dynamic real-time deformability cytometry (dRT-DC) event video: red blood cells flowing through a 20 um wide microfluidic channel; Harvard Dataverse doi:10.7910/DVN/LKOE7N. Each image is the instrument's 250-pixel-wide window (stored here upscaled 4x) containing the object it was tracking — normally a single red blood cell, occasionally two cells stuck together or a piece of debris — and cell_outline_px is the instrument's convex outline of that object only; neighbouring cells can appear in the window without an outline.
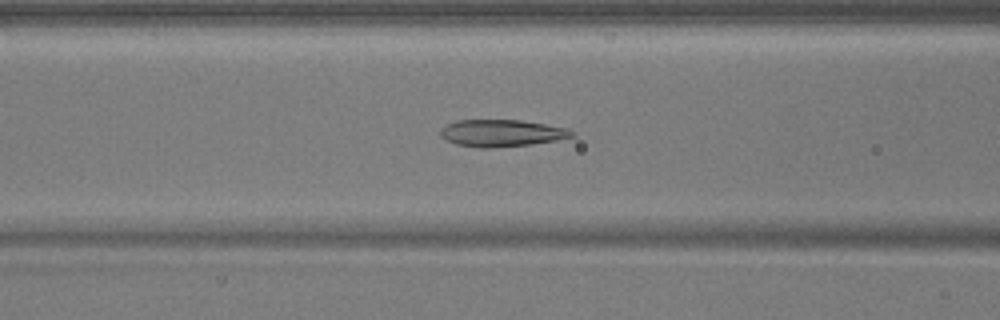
{"species": "common noctule bat (a hibernating species)", "species_latin": "Nyctalus noctula", "temperature_condition": "warm", "stored_images_in_passage": 50, "camera_frame_rate_fps": 3000, "um_per_image_px": 0.085, "animal": {"sex": "male", "body_mass_g": 17.9}, "frame": {"image": 1, "passage_image": 20, "time_ms": 6.333, "image_size_px": [1000, 320], "cell_outline_px": [[576, 136], [556, 140], [532, 144], [492, 148], [480, 148], [456, 144], [444, 140], [440, 136], [440, 128], [444, 124], [456, 120], [520, 120], [568, 128], [576, 132]], "centroid_in_image_um": [42.61, 11.31], "position_along_channel_um": 124.0, "area_um2": 20.98}}
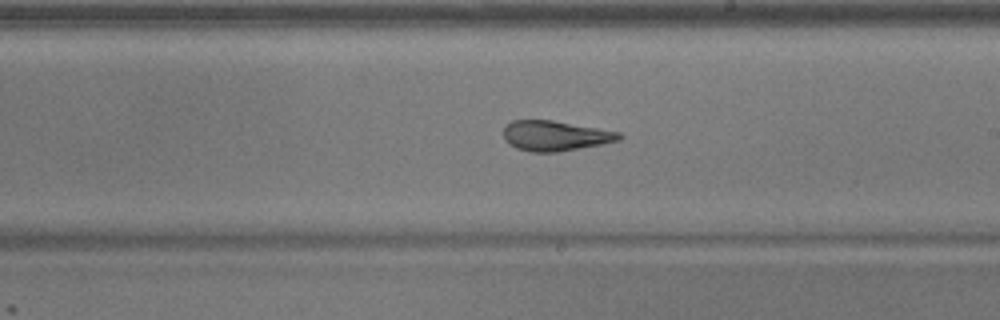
{"frame": {"image": 2, "passage_image": 29, "time_ms": 9.333, "image_size_px": [1000, 320], "cell_outline_px": [[624, 136], [620, 140], [600, 144], [556, 152], [532, 152], [516, 148], [508, 144], [504, 140], [504, 128], [512, 120], [552, 120], [620, 132]], "centroid_in_image_um": [47.17, 11.54], "position_along_channel_um": 241.8, "area_um2": 20.17}}
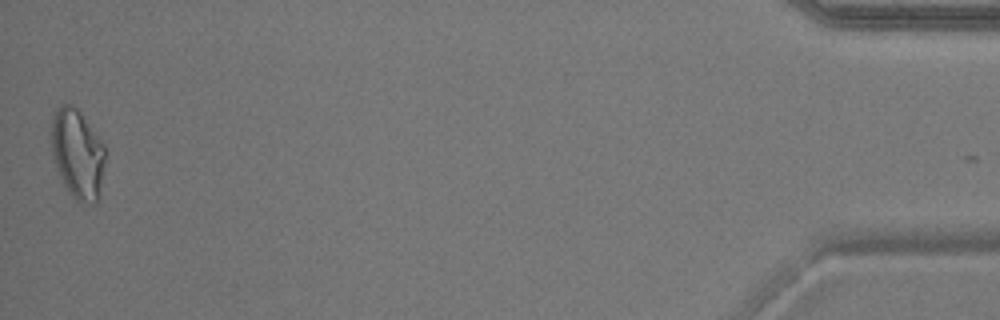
{"frame": {"image": 3, "passage_image": 50, "time_ms": 16.333, "image_size_px": [1000, 320], "cell_outline_px": [[104, 160], [100, 184], [96, 204], [92, 204], [76, 200], [72, 196], [64, 184], [56, 168], [52, 156], [52, 116], [64, 104], [68, 104], [76, 108], [80, 112], [104, 140]], "centroid_in_image_um": [6.59, 13.06], "position_along_channel_um": 428.6, "area_um2": 27.69}}